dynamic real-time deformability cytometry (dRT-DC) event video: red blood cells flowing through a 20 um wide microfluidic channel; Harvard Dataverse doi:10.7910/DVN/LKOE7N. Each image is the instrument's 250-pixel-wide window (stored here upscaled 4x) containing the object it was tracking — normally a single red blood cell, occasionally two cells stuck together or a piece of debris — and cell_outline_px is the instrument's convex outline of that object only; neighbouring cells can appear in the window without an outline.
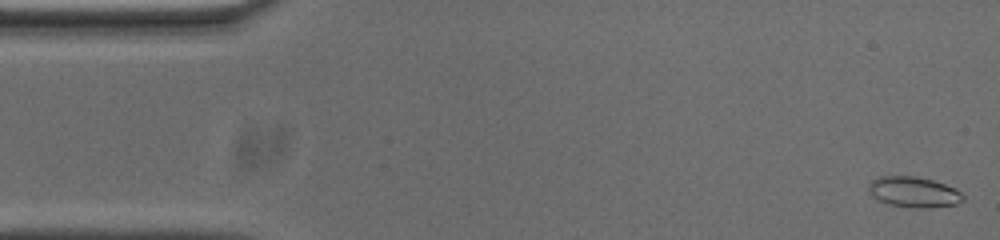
{"species": "common noctule bat (a hibernating species)", "species_latin": "Nyctalus noctula", "temperature_condition": "cold", "stored_images_in_passage": 54, "camera_frame_rate_fps": 3000, "um_per_image_px": 0.085, "animal": {"sex": "male", "body_mass_g": 20.0, "forearm_length_mm": 53.3}, "frame": {"image": 1, "passage_image": 1, "time_ms": 0.0, "image_size_px": [1000, 240], "cell_outline_px": [[964, 200], [956, 204], [928, 208], [912, 208], [888, 204], [872, 196], [868, 188], [868, 184], [876, 176], [916, 176], [932, 180], [956, 188], [964, 196]], "centroid_in_image_um": [77.66, 16.32], "position_along_channel_um": 7.3, "area_um2": 16.94}}
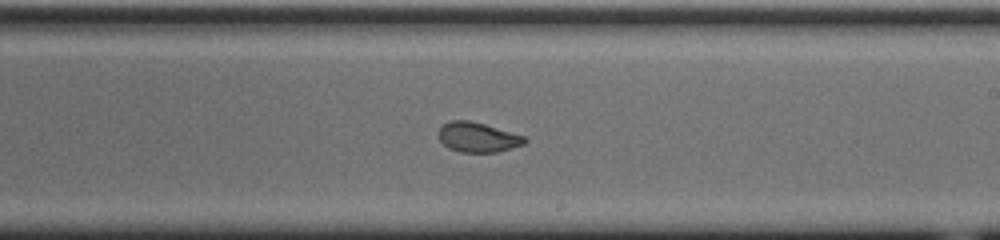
{"frame": {"image": 2, "passage_image": 30, "time_ms": 9.667, "image_size_px": [1000, 240], "cell_outline_px": [[528, 140], [524, 144], [496, 152], [460, 152], [448, 148], [436, 136], [436, 132], [444, 124], [452, 120], [468, 120], [484, 124], [524, 136]], "centroid_in_image_um": [40.56, 11.67], "position_along_channel_um": 248.4, "area_um2": 14.91}}
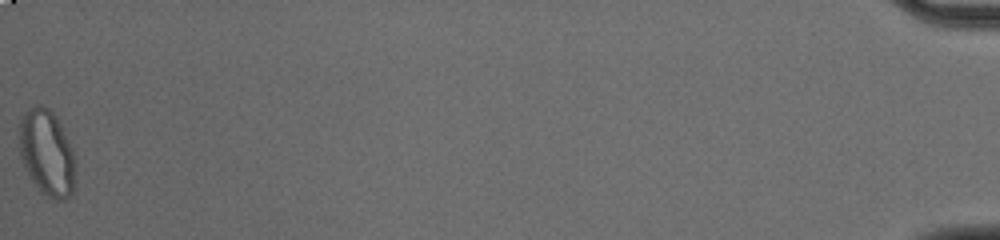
{"frame": {"image": 3, "passage_image": 54, "time_ms": 17.667, "image_size_px": [1000, 240], "cell_outline_px": [[76, 168], [72, 196], [64, 200], [56, 200], [40, 192], [32, 180], [20, 156], [20, 120], [24, 112], [28, 108], [36, 104], [40, 104], [48, 108], [56, 116], [76, 156]], "centroid_in_image_um": [4.02, 13.0], "position_along_channel_um": 431.2, "area_um2": 28.32}, "authors_computed_cell_mechanics": {"area_um2": 16.2418, "velocity_mm_per_s": 3.6867, "shape_relaxation_time_tau1_ms": null, "shape_relaxation_time_tau2_ms": 0.8888, "deformation_change_tau1": null, "deformation_change_tau2": 0.0531}}